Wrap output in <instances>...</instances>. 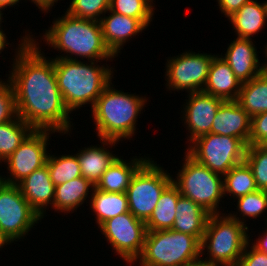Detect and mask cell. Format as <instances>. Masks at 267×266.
<instances>
[{
  "label": "cell",
  "instance_id": "cell-1",
  "mask_svg": "<svg viewBox=\"0 0 267 266\" xmlns=\"http://www.w3.org/2000/svg\"><path fill=\"white\" fill-rule=\"evenodd\" d=\"M29 31L20 36L18 46L12 49L16 50L13 64L6 74L14 89L17 114L33 129L70 135L71 113L58 88L54 58L45 57L39 39Z\"/></svg>",
  "mask_w": 267,
  "mask_h": 266
},
{
  "label": "cell",
  "instance_id": "cell-2",
  "mask_svg": "<svg viewBox=\"0 0 267 266\" xmlns=\"http://www.w3.org/2000/svg\"><path fill=\"white\" fill-rule=\"evenodd\" d=\"M52 23L40 38L48 47L60 54L64 52L55 58L106 62L116 58L104 43L100 22L76 18L65 12Z\"/></svg>",
  "mask_w": 267,
  "mask_h": 266
},
{
  "label": "cell",
  "instance_id": "cell-3",
  "mask_svg": "<svg viewBox=\"0 0 267 266\" xmlns=\"http://www.w3.org/2000/svg\"><path fill=\"white\" fill-rule=\"evenodd\" d=\"M98 62L54 58V68L65 106L70 113L89 104L92 109L102 91L113 81L114 69Z\"/></svg>",
  "mask_w": 267,
  "mask_h": 266
},
{
  "label": "cell",
  "instance_id": "cell-4",
  "mask_svg": "<svg viewBox=\"0 0 267 266\" xmlns=\"http://www.w3.org/2000/svg\"><path fill=\"white\" fill-rule=\"evenodd\" d=\"M147 101L146 95L143 97L117 90L111 82L90 110L97 137L118 142L124 139L132 140L137 133L138 115L140 116L141 111L143 114Z\"/></svg>",
  "mask_w": 267,
  "mask_h": 266
},
{
  "label": "cell",
  "instance_id": "cell-5",
  "mask_svg": "<svg viewBox=\"0 0 267 266\" xmlns=\"http://www.w3.org/2000/svg\"><path fill=\"white\" fill-rule=\"evenodd\" d=\"M249 229L227 213L210 214L201 240V259L214 266H237L248 243Z\"/></svg>",
  "mask_w": 267,
  "mask_h": 266
},
{
  "label": "cell",
  "instance_id": "cell-6",
  "mask_svg": "<svg viewBox=\"0 0 267 266\" xmlns=\"http://www.w3.org/2000/svg\"><path fill=\"white\" fill-rule=\"evenodd\" d=\"M201 242L173 229L147 231L138 266H185L201 258Z\"/></svg>",
  "mask_w": 267,
  "mask_h": 266
},
{
  "label": "cell",
  "instance_id": "cell-7",
  "mask_svg": "<svg viewBox=\"0 0 267 266\" xmlns=\"http://www.w3.org/2000/svg\"><path fill=\"white\" fill-rule=\"evenodd\" d=\"M184 157L176 178L172 177V183L183 197L199 204L209 214H221L219 210L222 206L219 204L222 198L225 199L223 175L196 162L186 152Z\"/></svg>",
  "mask_w": 267,
  "mask_h": 266
},
{
  "label": "cell",
  "instance_id": "cell-8",
  "mask_svg": "<svg viewBox=\"0 0 267 266\" xmlns=\"http://www.w3.org/2000/svg\"><path fill=\"white\" fill-rule=\"evenodd\" d=\"M172 176L152 157L149 158L133 175L126 190L129 212L146 222L161 194L172 183Z\"/></svg>",
  "mask_w": 267,
  "mask_h": 266
},
{
  "label": "cell",
  "instance_id": "cell-9",
  "mask_svg": "<svg viewBox=\"0 0 267 266\" xmlns=\"http://www.w3.org/2000/svg\"><path fill=\"white\" fill-rule=\"evenodd\" d=\"M186 153L211 171L224 175L245 159L247 145L239 138L205 134L190 144Z\"/></svg>",
  "mask_w": 267,
  "mask_h": 266
},
{
  "label": "cell",
  "instance_id": "cell-10",
  "mask_svg": "<svg viewBox=\"0 0 267 266\" xmlns=\"http://www.w3.org/2000/svg\"><path fill=\"white\" fill-rule=\"evenodd\" d=\"M41 220L23 197L18 185L0 180V231L9 242L15 244L25 239Z\"/></svg>",
  "mask_w": 267,
  "mask_h": 266
},
{
  "label": "cell",
  "instance_id": "cell-11",
  "mask_svg": "<svg viewBox=\"0 0 267 266\" xmlns=\"http://www.w3.org/2000/svg\"><path fill=\"white\" fill-rule=\"evenodd\" d=\"M214 55L186 50L174 57H168L164 74L167 91H203Z\"/></svg>",
  "mask_w": 267,
  "mask_h": 266
},
{
  "label": "cell",
  "instance_id": "cell-12",
  "mask_svg": "<svg viewBox=\"0 0 267 266\" xmlns=\"http://www.w3.org/2000/svg\"><path fill=\"white\" fill-rule=\"evenodd\" d=\"M108 245L126 265L132 266L141 255L146 236V224L130 212L108 219L100 227Z\"/></svg>",
  "mask_w": 267,
  "mask_h": 266
},
{
  "label": "cell",
  "instance_id": "cell-13",
  "mask_svg": "<svg viewBox=\"0 0 267 266\" xmlns=\"http://www.w3.org/2000/svg\"><path fill=\"white\" fill-rule=\"evenodd\" d=\"M55 134L51 130H36L34 129L20 146L4 161L6 164L7 176L0 175V180L17 185L24 178L30 175L34 170H37L46 165L50 144L51 135ZM50 139V140H49ZM49 141V143H48Z\"/></svg>",
  "mask_w": 267,
  "mask_h": 266
},
{
  "label": "cell",
  "instance_id": "cell-14",
  "mask_svg": "<svg viewBox=\"0 0 267 266\" xmlns=\"http://www.w3.org/2000/svg\"><path fill=\"white\" fill-rule=\"evenodd\" d=\"M183 109L181 110L182 123L189 135V144L196 138L211 133V127L220 105L225 101L219 97L203 91L187 93Z\"/></svg>",
  "mask_w": 267,
  "mask_h": 266
},
{
  "label": "cell",
  "instance_id": "cell-15",
  "mask_svg": "<svg viewBox=\"0 0 267 266\" xmlns=\"http://www.w3.org/2000/svg\"><path fill=\"white\" fill-rule=\"evenodd\" d=\"M235 38L228 44L225 54L221 53L220 56L227 62L239 81L244 83L264 72V63H260L254 39Z\"/></svg>",
  "mask_w": 267,
  "mask_h": 266
},
{
  "label": "cell",
  "instance_id": "cell-16",
  "mask_svg": "<svg viewBox=\"0 0 267 266\" xmlns=\"http://www.w3.org/2000/svg\"><path fill=\"white\" fill-rule=\"evenodd\" d=\"M106 14L108 16L103 15L100 21L103 40L111 53L118 57L121 50L124 49L123 46L148 27L140 19L115 13L110 9Z\"/></svg>",
  "mask_w": 267,
  "mask_h": 266
},
{
  "label": "cell",
  "instance_id": "cell-17",
  "mask_svg": "<svg viewBox=\"0 0 267 266\" xmlns=\"http://www.w3.org/2000/svg\"><path fill=\"white\" fill-rule=\"evenodd\" d=\"M251 132V116L236 100L224 101L214 118L211 133L241 139L247 146Z\"/></svg>",
  "mask_w": 267,
  "mask_h": 266
},
{
  "label": "cell",
  "instance_id": "cell-18",
  "mask_svg": "<svg viewBox=\"0 0 267 266\" xmlns=\"http://www.w3.org/2000/svg\"><path fill=\"white\" fill-rule=\"evenodd\" d=\"M17 185L25 200L43 219L49 205L52 209L55 197V185L50 178L47 165L34 170Z\"/></svg>",
  "mask_w": 267,
  "mask_h": 266
},
{
  "label": "cell",
  "instance_id": "cell-19",
  "mask_svg": "<svg viewBox=\"0 0 267 266\" xmlns=\"http://www.w3.org/2000/svg\"><path fill=\"white\" fill-rule=\"evenodd\" d=\"M101 146L91 145L83 147L76 152L81 168L82 176L90 181L94 186L100 181L102 174L119 157L111 151L118 141L99 139ZM107 148H110L107 149Z\"/></svg>",
  "mask_w": 267,
  "mask_h": 266
},
{
  "label": "cell",
  "instance_id": "cell-20",
  "mask_svg": "<svg viewBox=\"0 0 267 266\" xmlns=\"http://www.w3.org/2000/svg\"><path fill=\"white\" fill-rule=\"evenodd\" d=\"M241 86L227 62L219 54L214 55L203 92L225 101L237 100Z\"/></svg>",
  "mask_w": 267,
  "mask_h": 266
},
{
  "label": "cell",
  "instance_id": "cell-21",
  "mask_svg": "<svg viewBox=\"0 0 267 266\" xmlns=\"http://www.w3.org/2000/svg\"><path fill=\"white\" fill-rule=\"evenodd\" d=\"M122 157V159H121ZM119 156L115 162L102 174L95 188L104 192L126 193L131 178L136 171L150 158L133 156L130 160Z\"/></svg>",
  "mask_w": 267,
  "mask_h": 266
},
{
  "label": "cell",
  "instance_id": "cell-22",
  "mask_svg": "<svg viewBox=\"0 0 267 266\" xmlns=\"http://www.w3.org/2000/svg\"><path fill=\"white\" fill-rule=\"evenodd\" d=\"M251 0L227 18L238 38L252 39L265 28L267 22V0L262 3Z\"/></svg>",
  "mask_w": 267,
  "mask_h": 266
},
{
  "label": "cell",
  "instance_id": "cell-23",
  "mask_svg": "<svg viewBox=\"0 0 267 266\" xmlns=\"http://www.w3.org/2000/svg\"><path fill=\"white\" fill-rule=\"evenodd\" d=\"M94 188L95 186L83 176L55 186L52 209L67 215L74 213L85 202L89 204L87 200L90 201Z\"/></svg>",
  "mask_w": 267,
  "mask_h": 266
},
{
  "label": "cell",
  "instance_id": "cell-24",
  "mask_svg": "<svg viewBox=\"0 0 267 266\" xmlns=\"http://www.w3.org/2000/svg\"><path fill=\"white\" fill-rule=\"evenodd\" d=\"M209 216L199 204L181 195L177 201L172 229L195 236L201 242Z\"/></svg>",
  "mask_w": 267,
  "mask_h": 266
},
{
  "label": "cell",
  "instance_id": "cell-25",
  "mask_svg": "<svg viewBox=\"0 0 267 266\" xmlns=\"http://www.w3.org/2000/svg\"><path fill=\"white\" fill-rule=\"evenodd\" d=\"M91 208L96 217L97 227L99 228L108 219L114 218L122 213L129 212L128 200L126 193H111L93 189L89 201Z\"/></svg>",
  "mask_w": 267,
  "mask_h": 266
},
{
  "label": "cell",
  "instance_id": "cell-26",
  "mask_svg": "<svg viewBox=\"0 0 267 266\" xmlns=\"http://www.w3.org/2000/svg\"><path fill=\"white\" fill-rule=\"evenodd\" d=\"M180 196L178 188L171 183L163 191L150 218L145 222L147 231L172 229L176 215V205Z\"/></svg>",
  "mask_w": 267,
  "mask_h": 266
},
{
  "label": "cell",
  "instance_id": "cell-27",
  "mask_svg": "<svg viewBox=\"0 0 267 266\" xmlns=\"http://www.w3.org/2000/svg\"><path fill=\"white\" fill-rule=\"evenodd\" d=\"M252 117L267 111V74L262 72L250 81L242 83L236 100Z\"/></svg>",
  "mask_w": 267,
  "mask_h": 266
},
{
  "label": "cell",
  "instance_id": "cell-28",
  "mask_svg": "<svg viewBox=\"0 0 267 266\" xmlns=\"http://www.w3.org/2000/svg\"><path fill=\"white\" fill-rule=\"evenodd\" d=\"M224 197L236 198L258 190L251 168L243 161L223 175ZM228 194V195H227Z\"/></svg>",
  "mask_w": 267,
  "mask_h": 266
},
{
  "label": "cell",
  "instance_id": "cell-29",
  "mask_svg": "<svg viewBox=\"0 0 267 266\" xmlns=\"http://www.w3.org/2000/svg\"><path fill=\"white\" fill-rule=\"evenodd\" d=\"M33 130L19 116L0 124V163L4 162Z\"/></svg>",
  "mask_w": 267,
  "mask_h": 266
},
{
  "label": "cell",
  "instance_id": "cell-30",
  "mask_svg": "<svg viewBox=\"0 0 267 266\" xmlns=\"http://www.w3.org/2000/svg\"><path fill=\"white\" fill-rule=\"evenodd\" d=\"M236 200L237 206L235 209L238 211L235 212L236 214L232 211V213L230 212L228 215L238 222L243 223L248 228L249 226L245 219L256 220L258 217L261 218V215L267 217L264 216V213L267 212V191L258 189L255 192L238 197Z\"/></svg>",
  "mask_w": 267,
  "mask_h": 266
},
{
  "label": "cell",
  "instance_id": "cell-31",
  "mask_svg": "<svg viewBox=\"0 0 267 266\" xmlns=\"http://www.w3.org/2000/svg\"><path fill=\"white\" fill-rule=\"evenodd\" d=\"M46 165L55 186L81 177V168L76 154L48 155Z\"/></svg>",
  "mask_w": 267,
  "mask_h": 266
},
{
  "label": "cell",
  "instance_id": "cell-32",
  "mask_svg": "<svg viewBox=\"0 0 267 266\" xmlns=\"http://www.w3.org/2000/svg\"><path fill=\"white\" fill-rule=\"evenodd\" d=\"M155 6L149 0H110V10L128 17L140 19L147 27L150 26Z\"/></svg>",
  "mask_w": 267,
  "mask_h": 266
},
{
  "label": "cell",
  "instance_id": "cell-33",
  "mask_svg": "<svg viewBox=\"0 0 267 266\" xmlns=\"http://www.w3.org/2000/svg\"><path fill=\"white\" fill-rule=\"evenodd\" d=\"M244 161L252 170L257 188L267 191V146L248 145Z\"/></svg>",
  "mask_w": 267,
  "mask_h": 266
},
{
  "label": "cell",
  "instance_id": "cell-34",
  "mask_svg": "<svg viewBox=\"0 0 267 266\" xmlns=\"http://www.w3.org/2000/svg\"><path fill=\"white\" fill-rule=\"evenodd\" d=\"M110 9V0H71L65 11L70 16L100 22Z\"/></svg>",
  "mask_w": 267,
  "mask_h": 266
},
{
  "label": "cell",
  "instance_id": "cell-35",
  "mask_svg": "<svg viewBox=\"0 0 267 266\" xmlns=\"http://www.w3.org/2000/svg\"><path fill=\"white\" fill-rule=\"evenodd\" d=\"M18 116L15 93L12 82L0 78V124L11 121Z\"/></svg>",
  "mask_w": 267,
  "mask_h": 266
},
{
  "label": "cell",
  "instance_id": "cell-36",
  "mask_svg": "<svg viewBox=\"0 0 267 266\" xmlns=\"http://www.w3.org/2000/svg\"><path fill=\"white\" fill-rule=\"evenodd\" d=\"M249 145L267 146V111L251 117Z\"/></svg>",
  "mask_w": 267,
  "mask_h": 266
},
{
  "label": "cell",
  "instance_id": "cell-37",
  "mask_svg": "<svg viewBox=\"0 0 267 266\" xmlns=\"http://www.w3.org/2000/svg\"><path fill=\"white\" fill-rule=\"evenodd\" d=\"M237 266H267V254L246 244Z\"/></svg>",
  "mask_w": 267,
  "mask_h": 266
},
{
  "label": "cell",
  "instance_id": "cell-38",
  "mask_svg": "<svg viewBox=\"0 0 267 266\" xmlns=\"http://www.w3.org/2000/svg\"><path fill=\"white\" fill-rule=\"evenodd\" d=\"M221 11V14L225 15V18H228L233 13L238 11L245 3L251 0H216Z\"/></svg>",
  "mask_w": 267,
  "mask_h": 266
},
{
  "label": "cell",
  "instance_id": "cell-39",
  "mask_svg": "<svg viewBox=\"0 0 267 266\" xmlns=\"http://www.w3.org/2000/svg\"><path fill=\"white\" fill-rule=\"evenodd\" d=\"M267 226V224H265ZM262 231V235L259 234L258 238L255 239L254 242L251 241L252 236L251 233L248 234V242L249 244L255 248L257 251H267V227ZM251 236V237H250ZM251 242V243H250Z\"/></svg>",
  "mask_w": 267,
  "mask_h": 266
},
{
  "label": "cell",
  "instance_id": "cell-40",
  "mask_svg": "<svg viewBox=\"0 0 267 266\" xmlns=\"http://www.w3.org/2000/svg\"><path fill=\"white\" fill-rule=\"evenodd\" d=\"M27 1V0H25ZM30 2L34 3L36 7H38L39 11L44 13H48L53 6L58 3L59 0H29Z\"/></svg>",
  "mask_w": 267,
  "mask_h": 266
},
{
  "label": "cell",
  "instance_id": "cell-41",
  "mask_svg": "<svg viewBox=\"0 0 267 266\" xmlns=\"http://www.w3.org/2000/svg\"><path fill=\"white\" fill-rule=\"evenodd\" d=\"M9 43L10 42H8V37L6 36V33L3 31L2 28H0V55L3 52V50L7 48V46L10 47L9 45H12Z\"/></svg>",
  "mask_w": 267,
  "mask_h": 266
},
{
  "label": "cell",
  "instance_id": "cell-42",
  "mask_svg": "<svg viewBox=\"0 0 267 266\" xmlns=\"http://www.w3.org/2000/svg\"><path fill=\"white\" fill-rule=\"evenodd\" d=\"M20 1L22 0H0V9L5 11L4 9H7L8 6V8L14 7L15 5L17 6Z\"/></svg>",
  "mask_w": 267,
  "mask_h": 266
},
{
  "label": "cell",
  "instance_id": "cell-43",
  "mask_svg": "<svg viewBox=\"0 0 267 266\" xmlns=\"http://www.w3.org/2000/svg\"><path fill=\"white\" fill-rule=\"evenodd\" d=\"M185 266H214V265H211L207 261L200 258V259L193 261L190 264H187Z\"/></svg>",
  "mask_w": 267,
  "mask_h": 266
},
{
  "label": "cell",
  "instance_id": "cell-44",
  "mask_svg": "<svg viewBox=\"0 0 267 266\" xmlns=\"http://www.w3.org/2000/svg\"><path fill=\"white\" fill-rule=\"evenodd\" d=\"M11 245V242L3 235V233L0 231V251L3 249L5 246Z\"/></svg>",
  "mask_w": 267,
  "mask_h": 266
},
{
  "label": "cell",
  "instance_id": "cell-45",
  "mask_svg": "<svg viewBox=\"0 0 267 266\" xmlns=\"http://www.w3.org/2000/svg\"><path fill=\"white\" fill-rule=\"evenodd\" d=\"M264 49H265L263 51L264 52L263 54H265V59L263 62L264 63V72L267 74V59H266L267 58V45L264 46Z\"/></svg>",
  "mask_w": 267,
  "mask_h": 266
},
{
  "label": "cell",
  "instance_id": "cell-46",
  "mask_svg": "<svg viewBox=\"0 0 267 266\" xmlns=\"http://www.w3.org/2000/svg\"><path fill=\"white\" fill-rule=\"evenodd\" d=\"M2 12H3V10H2V9H0V28H2V27H1L2 25H1V24H2V22H4V21H2V20H3V18H4V17H3V13H2Z\"/></svg>",
  "mask_w": 267,
  "mask_h": 266
},
{
  "label": "cell",
  "instance_id": "cell-47",
  "mask_svg": "<svg viewBox=\"0 0 267 266\" xmlns=\"http://www.w3.org/2000/svg\"><path fill=\"white\" fill-rule=\"evenodd\" d=\"M152 4H154V6H155V3L153 2L154 0H149Z\"/></svg>",
  "mask_w": 267,
  "mask_h": 266
}]
</instances>
